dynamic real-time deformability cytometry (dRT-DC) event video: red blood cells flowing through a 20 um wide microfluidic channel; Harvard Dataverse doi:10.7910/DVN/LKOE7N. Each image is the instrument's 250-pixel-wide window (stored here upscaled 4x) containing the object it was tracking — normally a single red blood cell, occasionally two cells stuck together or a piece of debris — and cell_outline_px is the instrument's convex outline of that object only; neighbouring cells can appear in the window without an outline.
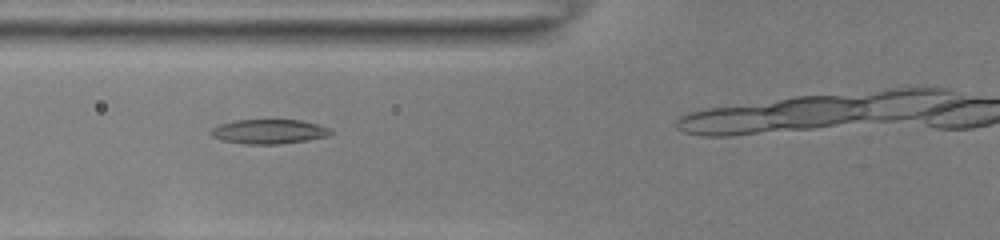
{"species": "common noctule bat (a hibernating species)", "species_latin": "Nyctalus noctula", "temperature_condition": "room temperature", "stored_images_in_passage": 6, "camera_frame_rate_fps": 3000, "um_per_image_px": 0.085, "animal": {"sex": "female", "body_mass_g": 22.0, "forearm_length_mm": 56.7}, "frame": {"image": 1, "passage_image": 3, "time_ms": 0.667, "image_size_px": [1000, 240], "cell_outline_px": [[332, 132], [328, 136], [308, 140], [280, 144], [244, 144], [224, 140], [212, 136], [208, 132], [212, 128], [220, 124], [236, 120], [300, 120], [316, 124], [328, 128]], "centroid_in_image_um": [22.83, 11.18], "position_along_channel_um": 103.0, "area_um2": 16.94}}